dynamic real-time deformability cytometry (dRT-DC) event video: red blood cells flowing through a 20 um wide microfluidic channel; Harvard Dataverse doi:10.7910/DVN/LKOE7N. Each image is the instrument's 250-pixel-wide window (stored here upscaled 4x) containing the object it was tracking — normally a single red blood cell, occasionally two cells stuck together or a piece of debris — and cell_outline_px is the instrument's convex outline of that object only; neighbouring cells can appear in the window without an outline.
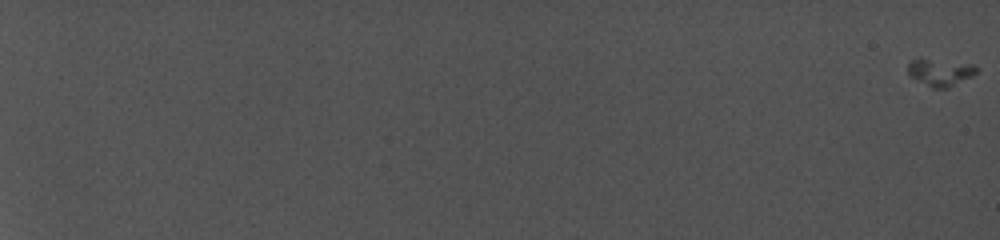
{"species": "common noctule bat (a hibernating species)", "species_latin": "Nyctalus noctula", "temperature_condition": "cold", "stored_images_in_passage": 6, "camera_frame_rate_fps": 5000, "um_per_image_px": 0.085, "animal": {"sex": "female", "body_mass_g": 19.0, "forearm_length_mm": 56.7}, "frame": {"image": 1, "passage_image": 1, "time_ms": 0.0, "image_size_px": [1000, 240], "cell_outline_px": [[976, 72], [972, 76], [948, 88], [932, 88], [912, 76], [908, 72], [908, 64], [912, 60], [924, 60], [972, 64], [976, 68]], "centroid_in_image_um": [79.93, 6.18], "position_along_channel_um": 5.1, "area_um2": 10.12}}